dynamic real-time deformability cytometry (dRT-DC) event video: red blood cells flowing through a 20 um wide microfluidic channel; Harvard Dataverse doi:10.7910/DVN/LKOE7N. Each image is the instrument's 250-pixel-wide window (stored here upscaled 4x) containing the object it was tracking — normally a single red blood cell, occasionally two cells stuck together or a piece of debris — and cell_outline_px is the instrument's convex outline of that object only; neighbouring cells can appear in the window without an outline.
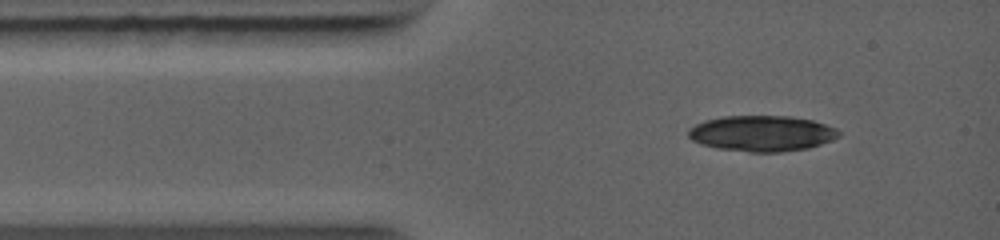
{"species": "common noctule bat (a hibernating species)", "species_latin": "Nyctalus noctula", "temperature_condition": "warm", "stored_images_in_passage": 2, "camera_frame_rate_fps": 5000, "um_per_image_px": 0.085, "animal": {"sex": "female", "body_mass_g": 19.0, "forearm_length_mm": 56.7}, "frame": {"image": 1, "passage_image": 1, "time_ms": 0.0, "image_size_px": [1000, 240], "cell_outline_px": [[840, 136], [832, 140], [808, 148], [780, 152], [748, 152], [716, 148], [700, 144], [692, 140], [688, 136], [688, 128], [704, 120], [720, 116], [792, 116], [812, 120], [836, 128], [840, 132]], "centroid_in_image_um": [64.73, 11.34], "position_along_channel_um": 20.3, "area_um2": 31.56}}